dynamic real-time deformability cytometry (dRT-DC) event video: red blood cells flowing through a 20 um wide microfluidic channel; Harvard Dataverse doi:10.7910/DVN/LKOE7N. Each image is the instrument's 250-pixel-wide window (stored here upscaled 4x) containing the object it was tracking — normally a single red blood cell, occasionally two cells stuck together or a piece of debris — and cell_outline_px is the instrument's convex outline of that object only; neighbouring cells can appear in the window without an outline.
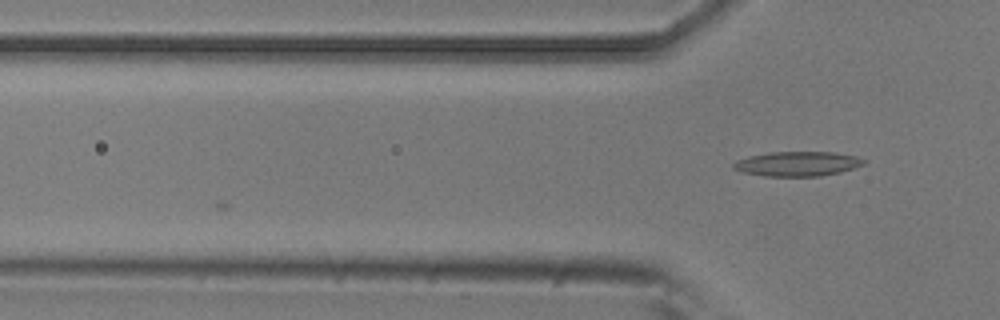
{"species": "common noctule bat (a hibernating species)", "species_latin": "Nyctalus noctula", "temperature_condition": "room temperature", "stored_images_in_passage": 4, "camera_frame_rate_fps": 3000, "um_per_image_px": 0.085, "animal": {"sex": "male", "body_mass_g": 20.5, "forearm_length_mm": 52.5}, "frame": {"image": 1, "passage_image": 4, "time_ms": 1.0, "image_size_px": [1000, 320], "cell_outline_px": [[868, 160], [864, 164], [840, 172], [820, 176], [764, 176], [744, 172], [732, 168], [732, 164], [736, 160], [748, 156], [772, 152], [836, 152], [856, 156]], "centroid_in_image_um": [67.79, 13.92], "position_along_channel_um": 58.0, "area_um2": 18.73}}